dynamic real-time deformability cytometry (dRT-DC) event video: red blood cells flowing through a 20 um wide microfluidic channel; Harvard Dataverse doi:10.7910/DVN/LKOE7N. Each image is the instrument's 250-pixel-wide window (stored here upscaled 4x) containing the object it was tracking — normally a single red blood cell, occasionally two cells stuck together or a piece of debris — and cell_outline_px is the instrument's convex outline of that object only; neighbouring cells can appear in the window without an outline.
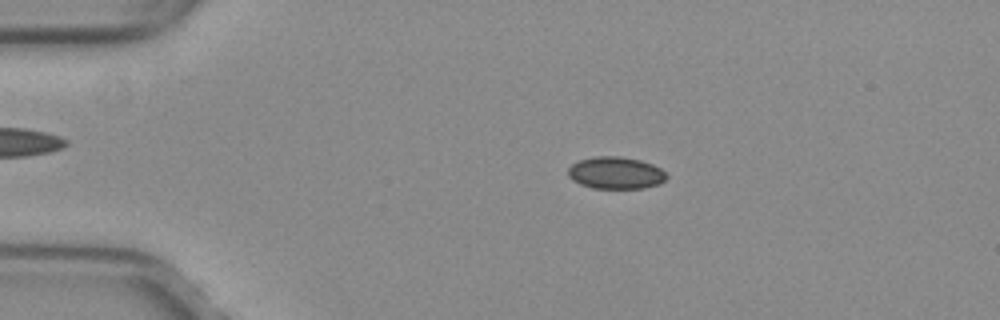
{"species": "common noctule bat (a hibernating species)", "species_latin": "Nyctalus noctula", "temperature_condition": "warm", "stored_images_in_passage": 52, "camera_frame_rate_fps": 3000, "um_per_image_px": 0.085, "animal": {"sex": "female", "body_mass_g": 29.2, "forearm_length_mm": 56.3}, "frame": {"image": 1, "passage_image": 11, "time_ms": 3.333, "image_size_px": [1000, 320], "cell_outline_px": [[668, 176], [660, 184], [644, 188], [592, 188], [580, 184], [572, 180], [568, 176], [568, 168], [572, 164], [580, 160], [592, 156], [620, 156], [640, 160], [652, 164], [660, 168]], "centroid_in_image_um": [52.32, 14.69], "position_along_channel_um": 32.7, "area_um2": 18.5}}
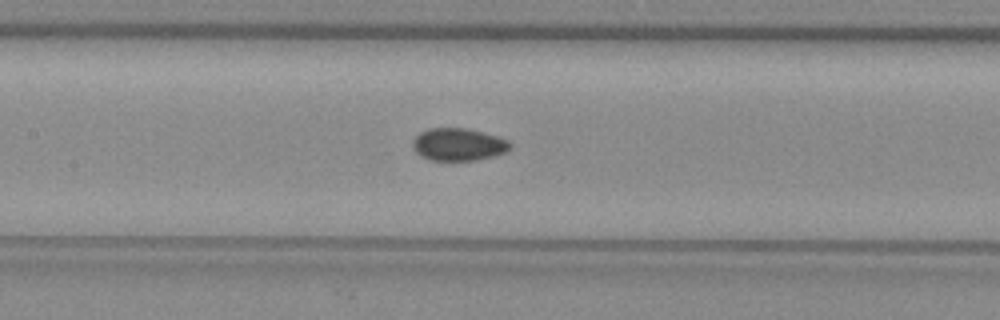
{"frame": {"image": 2, "passage_image": 25, "time_ms": 8.0, "image_size_px": [1000, 320], "cell_outline_px": [[508, 148], [504, 152], [492, 156], [476, 160], [428, 160], [420, 156], [412, 148], [412, 140], [420, 132], [428, 128], [468, 128], [496, 136], [508, 140]], "centroid_in_image_um": [38.88, 12.27], "position_along_channel_um": 168.5, "area_um2": 18.32}}
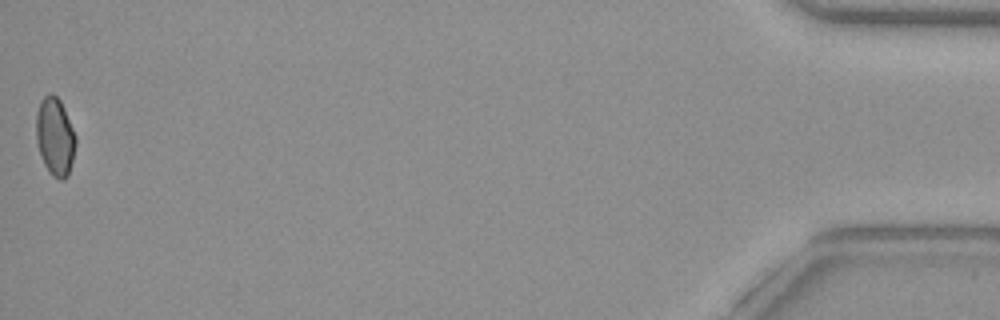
{"frame": {"image": 3, "passage_image": 52, "time_ms": 17.0, "image_size_px": [1000, 320], "cell_outline_px": [[76, 144], [68, 176], [64, 180], [60, 180], [52, 176], [48, 172], [40, 156], [36, 140], [36, 112], [40, 100], [48, 92], [52, 92], [60, 100], [64, 108], [76, 136]], "centroid_in_image_um": [4.66, 11.61], "position_along_channel_um": 430.5, "area_um2": 18.26}, "authors_computed_cell_mechanics": {"area_um2": 18.3515, "velocity_mm_per_s": 4.0221, "shape_relaxation_time_tau1_ms": null, "shape_relaxation_time_tau2_ms": 2.094, "deformation_change_tau1": null, "deformation_change_tau2": 0.057}}